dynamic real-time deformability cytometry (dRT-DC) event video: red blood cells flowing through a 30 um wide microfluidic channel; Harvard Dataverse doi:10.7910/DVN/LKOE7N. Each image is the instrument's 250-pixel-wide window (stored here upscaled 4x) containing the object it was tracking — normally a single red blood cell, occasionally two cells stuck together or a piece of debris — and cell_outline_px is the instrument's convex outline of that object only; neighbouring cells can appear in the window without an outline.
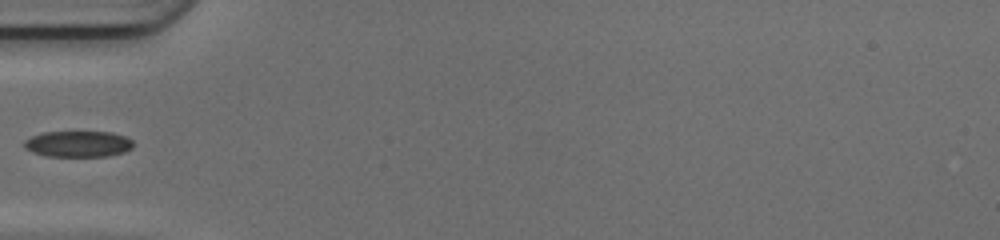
{"species": "common noctule bat (a hibernating species)", "species_latin": "Nyctalus noctula", "temperature_condition": "cold", "stored_images_in_passage": 33, "camera_frame_rate_fps": 3000, "um_per_image_px": 0.085, "animal": {"sex": "female", "body_mass_g": 17.0, "forearm_length_mm": 48.0}, "frame": {"image": 1, "passage_image": 1, "time_ms": 0.0, "image_size_px": [1000, 240], "cell_outline_px": [[132, 148], [124, 152], [108, 156], [48, 156], [32, 152], [24, 148], [24, 140], [32, 136], [44, 132], [112, 132], [124, 136], [132, 140]], "centroid_in_image_um": [6.63, 12.23], "position_along_channel_um": 78.4, "area_um2": 16.53}}
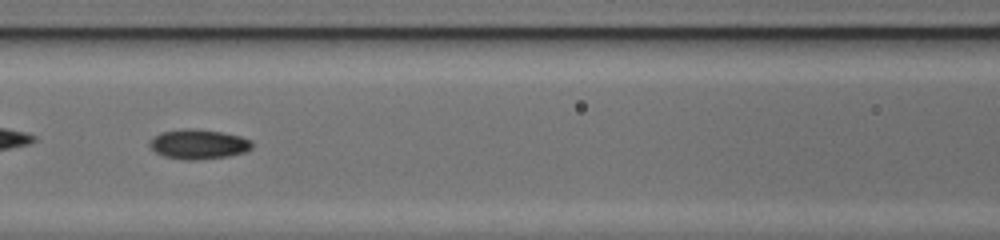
{"frame": {"image": 2, "passage_image": 6, "time_ms": 1.667, "image_size_px": [1000, 240], "cell_outline_px": [[252, 148], [244, 152], [228, 156], [200, 160], [184, 160], [164, 156], [156, 152], [148, 144], [148, 140], [160, 132], [188, 128], [220, 132], [240, 136], [252, 140]], "centroid_in_image_um": [16.85, 12.26], "position_along_channel_um": 149.8, "area_um2": 17.74}}
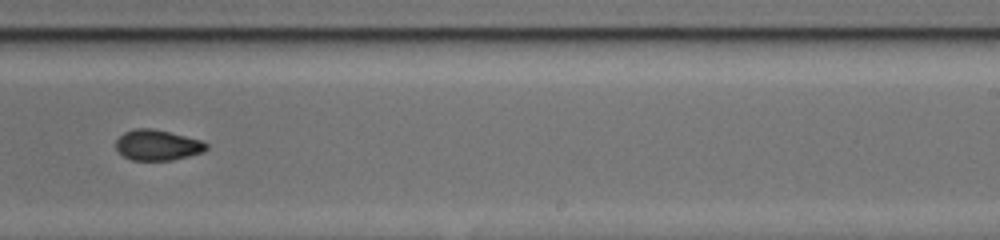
{"frame": {"image": 3, "passage_image": 15, "time_ms": 4.667, "image_size_px": [1000, 240], "cell_outline_px": [[208, 148], [204, 152], [172, 160], [132, 160], [124, 156], [116, 148], [116, 140], [124, 132], [136, 128], [152, 128], [200, 140], [208, 144]], "centroid_in_image_um": [13.39, 12.33], "position_along_channel_um": 275.6, "area_um2": 15.95}}